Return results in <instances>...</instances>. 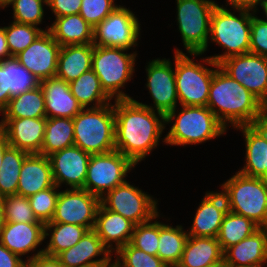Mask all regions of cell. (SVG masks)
Instances as JSON below:
<instances>
[{
    "mask_svg": "<svg viewBox=\"0 0 267 267\" xmlns=\"http://www.w3.org/2000/svg\"><path fill=\"white\" fill-rule=\"evenodd\" d=\"M177 25L183 46L192 57L208 50L210 19L217 3L213 0H176Z\"/></svg>",
    "mask_w": 267,
    "mask_h": 267,
    "instance_id": "9",
    "label": "cell"
},
{
    "mask_svg": "<svg viewBox=\"0 0 267 267\" xmlns=\"http://www.w3.org/2000/svg\"><path fill=\"white\" fill-rule=\"evenodd\" d=\"M220 186L228 211L267 228V184L261 178L237 171Z\"/></svg>",
    "mask_w": 267,
    "mask_h": 267,
    "instance_id": "6",
    "label": "cell"
},
{
    "mask_svg": "<svg viewBox=\"0 0 267 267\" xmlns=\"http://www.w3.org/2000/svg\"><path fill=\"white\" fill-rule=\"evenodd\" d=\"M159 216L160 214L146 223L135 225L130 241L134 247L143 250L149 255L157 256L159 244V221L156 219H159ZM153 220L156 221L153 222Z\"/></svg>",
    "mask_w": 267,
    "mask_h": 267,
    "instance_id": "39",
    "label": "cell"
},
{
    "mask_svg": "<svg viewBox=\"0 0 267 267\" xmlns=\"http://www.w3.org/2000/svg\"><path fill=\"white\" fill-rule=\"evenodd\" d=\"M10 0H0V8L4 9V7L6 6V4L9 2Z\"/></svg>",
    "mask_w": 267,
    "mask_h": 267,
    "instance_id": "57",
    "label": "cell"
},
{
    "mask_svg": "<svg viewBox=\"0 0 267 267\" xmlns=\"http://www.w3.org/2000/svg\"><path fill=\"white\" fill-rule=\"evenodd\" d=\"M115 258L123 267H168L158 256L149 255L130 242L115 253Z\"/></svg>",
    "mask_w": 267,
    "mask_h": 267,
    "instance_id": "43",
    "label": "cell"
},
{
    "mask_svg": "<svg viewBox=\"0 0 267 267\" xmlns=\"http://www.w3.org/2000/svg\"><path fill=\"white\" fill-rule=\"evenodd\" d=\"M74 145V123L71 118H46L44 140L39 154L49 156Z\"/></svg>",
    "mask_w": 267,
    "mask_h": 267,
    "instance_id": "34",
    "label": "cell"
},
{
    "mask_svg": "<svg viewBox=\"0 0 267 267\" xmlns=\"http://www.w3.org/2000/svg\"><path fill=\"white\" fill-rule=\"evenodd\" d=\"M135 164L121 152L91 154L84 190L102 198L107 192L126 182L127 173Z\"/></svg>",
    "mask_w": 267,
    "mask_h": 267,
    "instance_id": "10",
    "label": "cell"
},
{
    "mask_svg": "<svg viewBox=\"0 0 267 267\" xmlns=\"http://www.w3.org/2000/svg\"><path fill=\"white\" fill-rule=\"evenodd\" d=\"M100 203L108 210L118 213L135 225L154 219L158 212V200L128 181L107 192Z\"/></svg>",
    "mask_w": 267,
    "mask_h": 267,
    "instance_id": "11",
    "label": "cell"
},
{
    "mask_svg": "<svg viewBox=\"0 0 267 267\" xmlns=\"http://www.w3.org/2000/svg\"><path fill=\"white\" fill-rule=\"evenodd\" d=\"M207 107L228 129L253 125L266 107L243 85L231 78L219 66L211 80Z\"/></svg>",
    "mask_w": 267,
    "mask_h": 267,
    "instance_id": "2",
    "label": "cell"
},
{
    "mask_svg": "<svg viewBox=\"0 0 267 267\" xmlns=\"http://www.w3.org/2000/svg\"><path fill=\"white\" fill-rule=\"evenodd\" d=\"M9 146L5 133L0 129V168L2 167L4 152Z\"/></svg>",
    "mask_w": 267,
    "mask_h": 267,
    "instance_id": "53",
    "label": "cell"
},
{
    "mask_svg": "<svg viewBox=\"0 0 267 267\" xmlns=\"http://www.w3.org/2000/svg\"><path fill=\"white\" fill-rule=\"evenodd\" d=\"M45 240V224L42 222H4L0 242L20 258L36 252Z\"/></svg>",
    "mask_w": 267,
    "mask_h": 267,
    "instance_id": "21",
    "label": "cell"
},
{
    "mask_svg": "<svg viewBox=\"0 0 267 267\" xmlns=\"http://www.w3.org/2000/svg\"><path fill=\"white\" fill-rule=\"evenodd\" d=\"M46 118H2L0 129L11 147L40 153L44 140Z\"/></svg>",
    "mask_w": 267,
    "mask_h": 267,
    "instance_id": "18",
    "label": "cell"
},
{
    "mask_svg": "<svg viewBox=\"0 0 267 267\" xmlns=\"http://www.w3.org/2000/svg\"><path fill=\"white\" fill-rule=\"evenodd\" d=\"M266 264H256V265H247V266H241V267H265Z\"/></svg>",
    "mask_w": 267,
    "mask_h": 267,
    "instance_id": "59",
    "label": "cell"
},
{
    "mask_svg": "<svg viewBox=\"0 0 267 267\" xmlns=\"http://www.w3.org/2000/svg\"><path fill=\"white\" fill-rule=\"evenodd\" d=\"M3 213L4 222H40L35 217L28 198L18 194L3 198Z\"/></svg>",
    "mask_w": 267,
    "mask_h": 267,
    "instance_id": "41",
    "label": "cell"
},
{
    "mask_svg": "<svg viewBox=\"0 0 267 267\" xmlns=\"http://www.w3.org/2000/svg\"><path fill=\"white\" fill-rule=\"evenodd\" d=\"M74 145L90 154L115 150L114 105L83 108L73 119Z\"/></svg>",
    "mask_w": 267,
    "mask_h": 267,
    "instance_id": "5",
    "label": "cell"
},
{
    "mask_svg": "<svg viewBox=\"0 0 267 267\" xmlns=\"http://www.w3.org/2000/svg\"><path fill=\"white\" fill-rule=\"evenodd\" d=\"M250 53L267 57V23L255 14L251 18Z\"/></svg>",
    "mask_w": 267,
    "mask_h": 267,
    "instance_id": "45",
    "label": "cell"
},
{
    "mask_svg": "<svg viewBox=\"0 0 267 267\" xmlns=\"http://www.w3.org/2000/svg\"><path fill=\"white\" fill-rule=\"evenodd\" d=\"M1 114L3 118H46L45 98L40 85L12 97Z\"/></svg>",
    "mask_w": 267,
    "mask_h": 267,
    "instance_id": "32",
    "label": "cell"
},
{
    "mask_svg": "<svg viewBox=\"0 0 267 267\" xmlns=\"http://www.w3.org/2000/svg\"><path fill=\"white\" fill-rule=\"evenodd\" d=\"M12 5L13 20L17 23L38 26L44 19L43 0H10L6 6Z\"/></svg>",
    "mask_w": 267,
    "mask_h": 267,
    "instance_id": "40",
    "label": "cell"
},
{
    "mask_svg": "<svg viewBox=\"0 0 267 267\" xmlns=\"http://www.w3.org/2000/svg\"><path fill=\"white\" fill-rule=\"evenodd\" d=\"M43 1L46 4V6L48 7L51 4V2L54 0H43Z\"/></svg>",
    "mask_w": 267,
    "mask_h": 267,
    "instance_id": "60",
    "label": "cell"
},
{
    "mask_svg": "<svg viewBox=\"0 0 267 267\" xmlns=\"http://www.w3.org/2000/svg\"><path fill=\"white\" fill-rule=\"evenodd\" d=\"M0 64L7 70L8 88L11 98L39 86V80L14 56L1 60Z\"/></svg>",
    "mask_w": 267,
    "mask_h": 267,
    "instance_id": "37",
    "label": "cell"
},
{
    "mask_svg": "<svg viewBox=\"0 0 267 267\" xmlns=\"http://www.w3.org/2000/svg\"><path fill=\"white\" fill-rule=\"evenodd\" d=\"M180 107V112L176 107L165 116V125L173 122L165 136L167 146L202 144L226 133L227 128L207 106Z\"/></svg>",
    "mask_w": 267,
    "mask_h": 267,
    "instance_id": "3",
    "label": "cell"
},
{
    "mask_svg": "<svg viewBox=\"0 0 267 267\" xmlns=\"http://www.w3.org/2000/svg\"><path fill=\"white\" fill-rule=\"evenodd\" d=\"M260 178L267 184V169Z\"/></svg>",
    "mask_w": 267,
    "mask_h": 267,
    "instance_id": "58",
    "label": "cell"
},
{
    "mask_svg": "<svg viewBox=\"0 0 267 267\" xmlns=\"http://www.w3.org/2000/svg\"><path fill=\"white\" fill-rule=\"evenodd\" d=\"M145 67L147 73V83L145 85L152 97L153 106L152 104L150 106L137 102L166 116L178 107L177 103H179L176 91L175 67H173L170 59L166 58L153 59Z\"/></svg>",
    "mask_w": 267,
    "mask_h": 267,
    "instance_id": "14",
    "label": "cell"
},
{
    "mask_svg": "<svg viewBox=\"0 0 267 267\" xmlns=\"http://www.w3.org/2000/svg\"><path fill=\"white\" fill-rule=\"evenodd\" d=\"M4 225L3 197H0V232Z\"/></svg>",
    "mask_w": 267,
    "mask_h": 267,
    "instance_id": "54",
    "label": "cell"
},
{
    "mask_svg": "<svg viewBox=\"0 0 267 267\" xmlns=\"http://www.w3.org/2000/svg\"><path fill=\"white\" fill-rule=\"evenodd\" d=\"M139 19L128 8L117 6L109 16L93 29V45L130 50L138 46Z\"/></svg>",
    "mask_w": 267,
    "mask_h": 267,
    "instance_id": "12",
    "label": "cell"
},
{
    "mask_svg": "<svg viewBox=\"0 0 267 267\" xmlns=\"http://www.w3.org/2000/svg\"><path fill=\"white\" fill-rule=\"evenodd\" d=\"M56 257L64 267H100L113 258L94 229L88 230L79 242Z\"/></svg>",
    "mask_w": 267,
    "mask_h": 267,
    "instance_id": "19",
    "label": "cell"
},
{
    "mask_svg": "<svg viewBox=\"0 0 267 267\" xmlns=\"http://www.w3.org/2000/svg\"><path fill=\"white\" fill-rule=\"evenodd\" d=\"M188 233L183 226H169L159 221V244L157 256L168 266H177L181 260Z\"/></svg>",
    "mask_w": 267,
    "mask_h": 267,
    "instance_id": "30",
    "label": "cell"
},
{
    "mask_svg": "<svg viewBox=\"0 0 267 267\" xmlns=\"http://www.w3.org/2000/svg\"><path fill=\"white\" fill-rule=\"evenodd\" d=\"M134 228L135 224L133 222L118 213L106 209L100 203L94 230L112 254L131 241Z\"/></svg>",
    "mask_w": 267,
    "mask_h": 267,
    "instance_id": "22",
    "label": "cell"
},
{
    "mask_svg": "<svg viewBox=\"0 0 267 267\" xmlns=\"http://www.w3.org/2000/svg\"><path fill=\"white\" fill-rule=\"evenodd\" d=\"M54 185L49 157L39 153L28 154L22 163L17 194L28 198Z\"/></svg>",
    "mask_w": 267,
    "mask_h": 267,
    "instance_id": "23",
    "label": "cell"
},
{
    "mask_svg": "<svg viewBox=\"0 0 267 267\" xmlns=\"http://www.w3.org/2000/svg\"><path fill=\"white\" fill-rule=\"evenodd\" d=\"M39 85L44 93L46 118L73 119L83 109L63 79L55 76L41 80Z\"/></svg>",
    "mask_w": 267,
    "mask_h": 267,
    "instance_id": "25",
    "label": "cell"
},
{
    "mask_svg": "<svg viewBox=\"0 0 267 267\" xmlns=\"http://www.w3.org/2000/svg\"><path fill=\"white\" fill-rule=\"evenodd\" d=\"M88 231L86 227L68 223L48 222L45 224V240L49 243L44 246V253L57 256L64 250L74 246Z\"/></svg>",
    "mask_w": 267,
    "mask_h": 267,
    "instance_id": "33",
    "label": "cell"
},
{
    "mask_svg": "<svg viewBox=\"0 0 267 267\" xmlns=\"http://www.w3.org/2000/svg\"><path fill=\"white\" fill-rule=\"evenodd\" d=\"M259 226L251 219L227 211L223 217L217 239L223 252L247 238L255 232Z\"/></svg>",
    "mask_w": 267,
    "mask_h": 267,
    "instance_id": "35",
    "label": "cell"
},
{
    "mask_svg": "<svg viewBox=\"0 0 267 267\" xmlns=\"http://www.w3.org/2000/svg\"><path fill=\"white\" fill-rule=\"evenodd\" d=\"M61 46L49 30H45L15 57L39 81L55 77Z\"/></svg>",
    "mask_w": 267,
    "mask_h": 267,
    "instance_id": "16",
    "label": "cell"
},
{
    "mask_svg": "<svg viewBox=\"0 0 267 267\" xmlns=\"http://www.w3.org/2000/svg\"><path fill=\"white\" fill-rule=\"evenodd\" d=\"M174 267H223V250L218 239L188 236L181 260Z\"/></svg>",
    "mask_w": 267,
    "mask_h": 267,
    "instance_id": "26",
    "label": "cell"
},
{
    "mask_svg": "<svg viewBox=\"0 0 267 267\" xmlns=\"http://www.w3.org/2000/svg\"><path fill=\"white\" fill-rule=\"evenodd\" d=\"M58 188L59 187L57 185H54L53 187L37 192L36 194L28 197L35 217L38 221L44 224L51 222L53 218L56 201L60 192Z\"/></svg>",
    "mask_w": 267,
    "mask_h": 267,
    "instance_id": "42",
    "label": "cell"
},
{
    "mask_svg": "<svg viewBox=\"0 0 267 267\" xmlns=\"http://www.w3.org/2000/svg\"><path fill=\"white\" fill-rule=\"evenodd\" d=\"M82 0H54L48 6L55 17L79 14Z\"/></svg>",
    "mask_w": 267,
    "mask_h": 267,
    "instance_id": "47",
    "label": "cell"
},
{
    "mask_svg": "<svg viewBox=\"0 0 267 267\" xmlns=\"http://www.w3.org/2000/svg\"><path fill=\"white\" fill-rule=\"evenodd\" d=\"M11 99L8 88L7 70L0 64V114L6 109Z\"/></svg>",
    "mask_w": 267,
    "mask_h": 267,
    "instance_id": "49",
    "label": "cell"
},
{
    "mask_svg": "<svg viewBox=\"0 0 267 267\" xmlns=\"http://www.w3.org/2000/svg\"><path fill=\"white\" fill-rule=\"evenodd\" d=\"M261 0H226V4L231 8L248 9L257 12Z\"/></svg>",
    "mask_w": 267,
    "mask_h": 267,
    "instance_id": "50",
    "label": "cell"
},
{
    "mask_svg": "<svg viewBox=\"0 0 267 267\" xmlns=\"http://www.w3.org/2000/svg\"><path fill=\"white\" fill-rule=\"evenodd\" d=\"M60 46L93 44V27L80 14L55 17L51 26H46Z\"/></svg>",
    "mask_w": 267,
    "mask_h": 267,
    "instance_id": "29",
    "label": "cell"
},
{
    "mask_svg": "<svg viewBox=\"0 0 267 267\" xmlns=\"http://www.w3.org/2000/svg\"><path fill=\"white\" fill-rule=\"evenodd\" d=\"M93 44L61 46L56 77L67 83L92 69Z\"/></svg>",
    "mask_w": 267,
    "mask_h": 267,
    "instance_id": "27",
    "label": "cell"
},
{
    "mask_svg": "<svg viewBox=\"0 0 267 267\" xmlns=\"http://www.w3.org/2000/svg\"><path fill=\"white\" fill-rule=\"evenodd\" d=\"M188 53L175 49L174 66L176 91L180 106H207L211 80L219 66L209 57L200 62L190 58ZM203 63V64H202ZM204 63L213 68H207Z\"/></svg>",
    "mask_w": 267,
    "mask_h": 267,
    "instance_id": "7",
    "label": "cell"
},
{
    "mask_svg": "<svg viewBox=\"0 0 267 267\" xmlns=\"http://www.w3.org/2000/svg\"><path fill=\"white\" fill-rule=\"evenodd\" d=\"M234 129L243 133L246 153L245 164L239 172L251 176L261 177L267 169V140L254 125H242Z\"/></svg>",
    "mask_w": 267,
    "mask_h": 267,
    "instance_id": "28",
    "label": "cell"
},
{
    "mask_svg": "<svg viewBox=\"0 0 267 267\" xmlns=\"http://www.w3.org/2000/svg\"><path fill=\"white\" fill-rule=\"evenodd\" d=\"M115 150L129 158L135 165L149 156L159 145L165 116L135 99L114 100Z\"/></svg>",
    "mask_w": 267,
    "mask_h": 267,
    "instance_id": "1",
    "label": "cell"
},
{
    "mask_svg": "<svg viewBox=\"0 0 267 267\" xmlns=\"http://www.w3.org/2000/svg\"><path fill=\"white\" fill-rule=\"evenodd\" d=\"M90 156V153L75 145L49 155L55 185L83 189Z\"/></svg>",
    "mask_w": 267,
    "mask_h": 267,
    "instance_id": "17",
    "label": "cell"
},
{
    "mask_svg": "<svg viewBox=\"0 0 267 267\" xmlns=\"http://www.w3.org/2000/svg\"><path fill=\"white\" fill-rule=\"evenodd\" d=\"M100 267H123V266L116 259H114V261H112L111 259L109 262L101 265Z\"/></svg>",
    "mask_w": 267,
    "mask_h": 267,
    "instance_id": "55",
    "label": "cell"
},
{
    "mask_svg": "<svg viewBox=\"0 0 267 267\" xmlns=\"http://www.w3.org/2000/svg\"><path fill=\"white\" fill-rule=\"evenodd\" d=\"M225 6L217 4L210 19L209 39L225 49L223 54L209 56L216 64L228 57L250 52L251 18L257 14L252 10L236 8L232 9V13Z\"/></svg>",
    "mask_w": 267,
    "mask_h": 267,
    "instance_id": "4",
    "label": "cell"
},
{
    "mask_svg": "<svg viewBox=\"0 0 267 267\" xmlns=\"http://www.w3.org/2000/svg\"><path fill=\"white\" fill-rule=\"evenodd\" d=\"M23 267H64L56 256H50L44 253V248L37 250L31 256H27Z\"/></svg>",
    "mask_w": 267,
    "mask_h": 267,
    "instance_id": "46",
    "label": "cell"
},
{
    "mask_svg": "<svg viewBox=\"0 0 267 267\" xmlns=\"http://www.w3.org/2000/svg\"><path fill=\"white\" fill-rule=\"evenodd\" d=\"M24 261L0 242V267H23Z\"/></svg>",
    "mask_w": 267,
    "mask_h": 267,
    "instance_id": "48",
    "label": "cell"
},
{
    "mask_svg": "<svg viewBox=\"0 0 267 267\" xmlns=\"http://www.w3.org/2000/svg\"><path fill=\"white\" fill-rule=\"evenodd\" d=\"M12 57L6 40L5 26H0V61Z\"/></svg>",
    "mask_w": 267,
    "mask_h": 267,
    "instance_id": "51",
    "label": "cell"
},
{
    "mask_svg": "<svg viewBox=\"0 0 267 267\" xmlns=\"http://www.w3.org/2000/svg\"><path fill=\"white\" fill-rule=\"evenodd\" d=\"M5 26L6 40L11 56H16L25 50L45 30L29 24L10 22Z\"/></svg>",
    "mask_w": 267,
    "mask_h": 267,
    "instance_id": "38",
    "label": "cell"
},
{
    "mask_svg": "<svg viewBox=\"0 0 267 267\" xmlns=\"http://www.w3.org/2000/svg\"><path fill=\"white\" fill-rule=\"evenodd\" d=\"M267 263V228L259 227L242 241L223 252V267Z\"/></svg>",
    "mask_w": 267,
    "mask_h": 267,
    "instance_id": "24",
    "label": "cell"
},
{
    "mask_svg": "<svg viewBox=\"0 0 267 267\" xmlns=\"http://www.w3.org/2000/svg\"><path fill=\"white\" fill-rule=\"evenodd\" d=\"M259 6H261V8L263 9V13L265 14V18L264 19H262L264 22H266L267 23V0H261L260 2H259Z\"/></svg>",
    "mask_w": 267,
    "mask_h": 267,
    "instance_id": "56",
    "label": "cell"
},
{
    "mask_svg": "<svg viewBox=\"0 0 267 267\" xmlns=\"http://www.w3.org/2000/svg\"><path fill=\"white\" fill-rule=\"evenodd\" d=\"M117 6L115 0H82L79 14L94 28Z\"/></svg>",
    "mask_w": 267,
    "mask_h": 267,
    "instance_id": "44",
    "label": "cell"
},
{
    "mask_svg": "<svg viewBox=\"0 0 267 267\" xmlns=\"http://www.w3.org/2000/svg\"><path fill=\"white\" fill-rule=\"evenodd\" d=\"M126 51V53H125ZM93 45L92 70L98 76L105 93L113 100L133 99L122 89L135 73L137 51Z\"/></svg>",
    "mask_w": 267,
    "mask_h": 267,
    "instance_id": "8",
    "label": "cell"
},
{
    "mask_svg": "<svg viewBox=\"0 0 267 267\" xmlns=\"http://www.w3.org/2000/svg\"><path fill=\"white\" fill-rule=\"evenodd\" d=\"M196 210L189 236L217 238L222 220L228 211L224 195L219 191H208Z\"/></svg>",
    "mask_w": 267,
    "mask_h": 267,
    "instance_id": "20",
    "label": "cell"
},
{
    "mask_svg": "<svg viewBox=\"0 0 267 267\" xmlns=\"http://www.w3.org/2000/svg\"><path fill=\"white\" fill-rule=\"evenodd\" d=\"M29 153L9 146L3 156L0 168V197L17 194L22 163Z\"/></svg>",
    "mask_w": 267,
    "mask_h": 267,
    "instance_id": "36",
    "label": "cell"
},
{
    "mask_svg": "<svg viewBox=\"0 0 267 267\" xmlns=\"http://www.w3.org/2000/svg\"><path fill=\"white\" fill-rule=\"evenodd\" d=\"M100 198L84 189L59 192L51 222L68 223L94 229Z\"/></svg>",
    "mask_w": 267,
    "mask_h": 267,
    "instance_id": "15",
    "label": "cell"
},
{
    "mask_svg": "<svg viewBox=\"0 0 267 267\" xmlns=\"http://www.w3.org/2000/svg\"><path fill=\"white\" fill-rule=\"evenodd\" d=\"M253 125L263 134L267 140V108L254 121Z\"/></svg>",
    "mask_w": 267,
    "mask_h": 267,
    "instance_id": "52",
    "label": "cell"
},
{
    "mask_svg": "<svg viewBox=\"0 0 267 267\" xmlns=\"http://www.w3.org/2000/svg\"><path fill=\"white\" fill-rule=\"evenodd\" d=\"M72 95L82 108H96L111 103L103 90L98 76L91 69L69 83ZM93 104V105H92Z\"/></svg>",
    "mask_w": 267,
    "mask_h": 267,
    "instance_id": "31",
    "label": "cell"
},
{
    "mask_svg": "<svg viewBox=\"0 0 267 267\" xmlns=\"http://www.w3.org/2000/svg\"><path fill=\"white\" fill-rule=\"evenodd\" d=\"M231 78L243 85L267 108V57L253 53L231 56L219 63Z\"/></svg>",
    "mask_w": 267,
    "mask_h": 267,
    "instance_id": "13",
    "label": "cell"
}]
</instances>
